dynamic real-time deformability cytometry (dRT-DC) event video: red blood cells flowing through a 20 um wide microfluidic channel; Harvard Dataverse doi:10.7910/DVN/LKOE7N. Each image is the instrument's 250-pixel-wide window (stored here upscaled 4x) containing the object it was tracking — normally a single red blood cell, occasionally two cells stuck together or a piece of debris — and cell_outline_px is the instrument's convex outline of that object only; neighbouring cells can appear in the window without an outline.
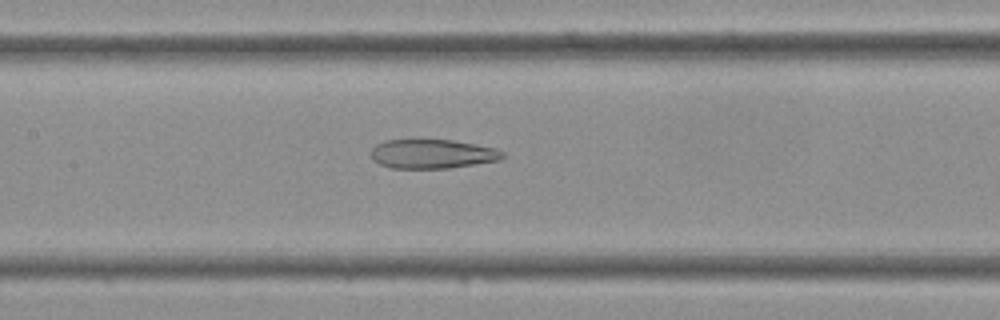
{"species": "Egyptian fruit bat (a non-hibernating species)", "species_latin": "Rousettus aegyptiacus", "temperature_condition": "cold", "stored_images_in_passage": 30, "camera_frame_rate_fps": 3000, "um_per_image_px": 0.085, "frame": {"image": 1, "passage_image": 8, "time_ms": 2.333, "image_size_px": [1000, 320], "cell_outline_px": [[504, 156], [500, 160], [448, 168], [392, 168], [380, 164], [372, 160], [372, 148], [376, 144], [384, 140], [452, 140], [476, 144], [496, 148], [504, 152]], "centroid_in_image_um": [36.75, 13.08], "position_along_channel_um": 170.6, "area_um2": 22.31}}
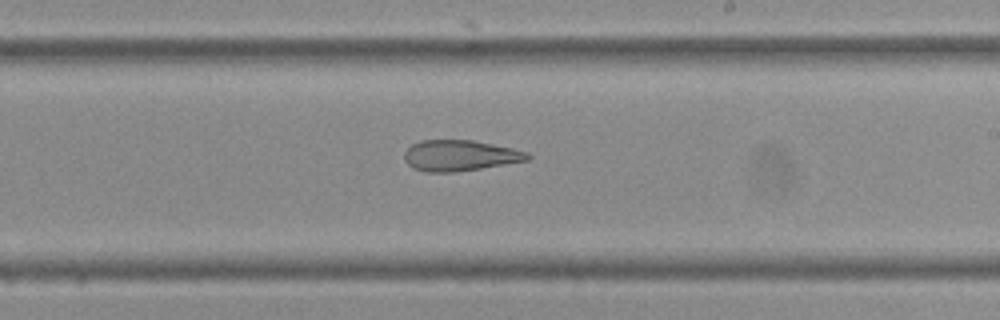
{"frame": {"image": 2, "passage_image": 13, "time_ms": 4.0, "image_size_px": [1000, 320], "cell_outline_px": [[532, 156], [528, 160], [456, 172], [424, 172], [412, 168], [404, 160], [404, 152], [412, 144], [420, 140], [472, 140], [512, 148], [528, 152]], "centroid_in_image_um": [39.06, 13.22], "position_along_channel_um": 249.9, "area_um2": 22.14}}
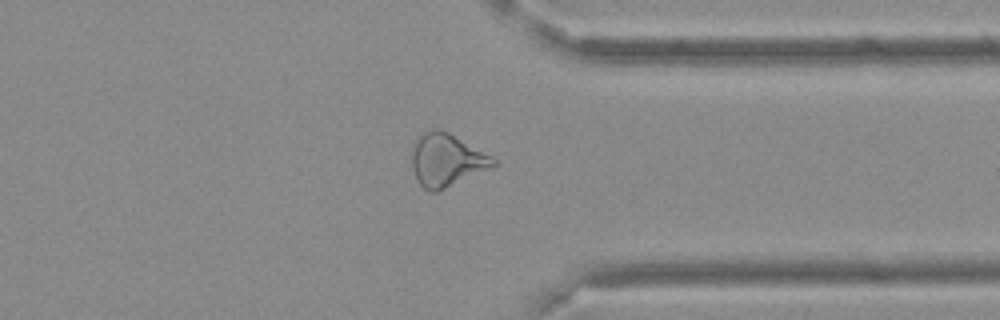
{"frame": {"image": 3, "passage_image": 21, "time_ms": 6.667, "image_size_px": [1000, 320], "cell_outline_px": [[496, 164], [488, 168], [436, 192], [428, 192], [416, 180], [412, 168], [412, 152], [416, 140], [424, 132], [432, 128], [436, 128], [448, 132], [492, 156], [496, 160]], "centroid_in_image_um": [37.91, 13.6], "position_along_channel_um": 373.5, "area_um2": 24.57}}